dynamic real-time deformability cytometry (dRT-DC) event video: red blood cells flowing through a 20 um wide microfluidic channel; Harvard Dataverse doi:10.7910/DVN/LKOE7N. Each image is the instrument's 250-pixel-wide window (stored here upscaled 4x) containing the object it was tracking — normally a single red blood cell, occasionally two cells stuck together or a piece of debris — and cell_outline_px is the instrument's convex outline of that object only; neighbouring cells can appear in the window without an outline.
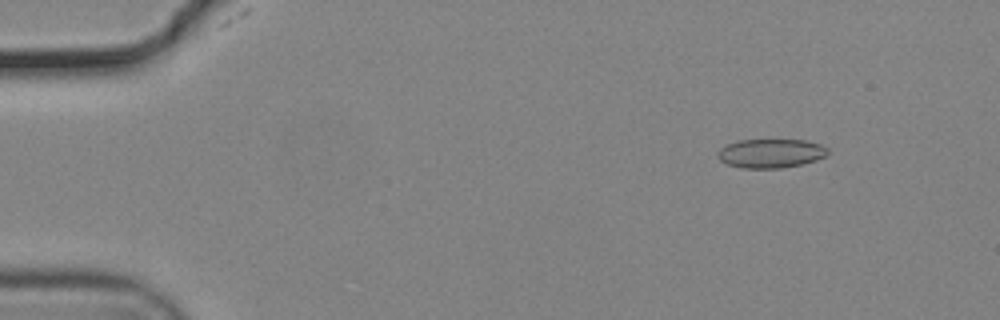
{"species": "common noctule bat (a hibernating species)", "species_latin": "Nyctalus noctula", "temperature_condition": "cold", "stored_images_in_passage": 56, "camera_frame_rate_fps": 3000, "um_per_image_px": 0.085, "animal": {"sex": "male", "body_mass_g": 19.2, "forearm_length_mm": 51.8}, "frame": {"image": 1, "passage_image": 7, "time_ms": 2.0, "image_size_px": [1000, 320], "cell_outline_px": [[828, 152], [824, 156], [816, 160], [800, 164], [780, 168], [740, 168], [728, 164], [720, 160], [716, 152], [720, 148], [736, 140], [804, 140], [820, 144], [828, 148]], "centroid_in_image_um": [65.48, 13.03], "position_along_channel_um": 19.5, "area_um2": 18.5}}
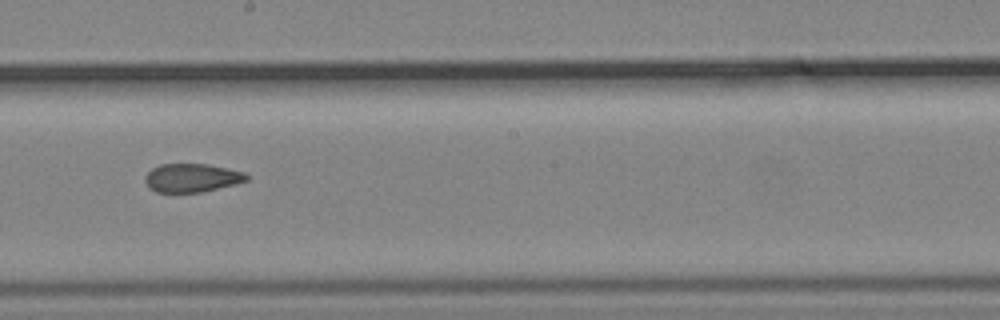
{"frame": {"image": 2, "passage_image": 32, "time_ms": 10.333, "image_size_px": [1000, 320], "cell_outline_px": [[248, 180], [236, 184], [200, 192], [156, 192], [148, 188], [144, 180], [144, 176], [152, 168], [160, 164], [208, 164], [228, 168], [244, 172], [248, 176]], "centroid_in_image_um": [16.28, 15.11], "position_along_channel_um": 231.9, "area_um2": 16.94}}
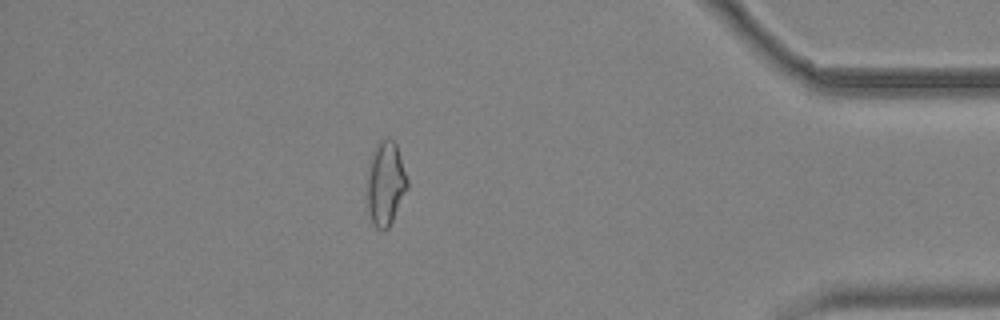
{"frame": {"image": 3, "passage_image": 49, "time_ms": 16.0, "image_size_px": [1000, 320], "cell_outline_px": [[408, 188], [388, 228], [384, 232], [376, 228], [372, 224], [368, 208], [368, 176], [372, 156], [380, 140], [392, 140], [396, 144], [408, 180]], "centroid_in_image_um": [32.79, 15.66], "position_along_channel_um": 402.4, "area_um2": 19.13}, "authors_computed_cell_mechanics": {"area_um2": 18.6116, "velocity_mm_per_s": 3.725, "shape_relaxation_time_tau1_ms": null, "shape_relaxation_time_tau2_ms": 3.2748, "deformation_change_tau1": null, "deformation_change_tau2": 0.0846}}